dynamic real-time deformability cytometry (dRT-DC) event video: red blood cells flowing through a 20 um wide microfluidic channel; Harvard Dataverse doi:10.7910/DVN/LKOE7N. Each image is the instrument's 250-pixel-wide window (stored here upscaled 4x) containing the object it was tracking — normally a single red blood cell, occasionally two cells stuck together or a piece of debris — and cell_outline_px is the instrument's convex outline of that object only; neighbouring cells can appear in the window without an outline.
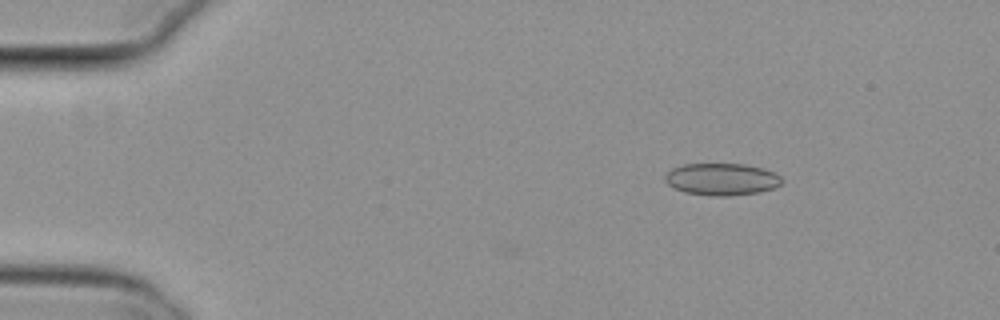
{"species": "common noctule bat (a hibernating species)", "species_latin": "Nyctalus noctula", "temperature_condition": "cold", "stored_images_in_passage": 3, "camera_frame_rate_fps": 3000, "um_per_image_px": 0.085, "animal": {"sex": "female", "body_mass_g": 29.2, "forearm_length_mm": 56.3}, "frame": {"image": 1, "passage_image": 3, "time_ms": 0.667, "image_size_px": [1000, 320], "cell_outline_px": [[784, 180], [776, 188], [760, 192], [728, 196], [712, 196], [684, 192], [668, 184], [664, 180], [664, 176], [672, 168], [684, 164], [744, 164], [764, 168], [776, 172]], "centroid_in_image_um": [61.39, 15.23], "position_along_channel_um": 23.6, "area_um2": 22.02}}